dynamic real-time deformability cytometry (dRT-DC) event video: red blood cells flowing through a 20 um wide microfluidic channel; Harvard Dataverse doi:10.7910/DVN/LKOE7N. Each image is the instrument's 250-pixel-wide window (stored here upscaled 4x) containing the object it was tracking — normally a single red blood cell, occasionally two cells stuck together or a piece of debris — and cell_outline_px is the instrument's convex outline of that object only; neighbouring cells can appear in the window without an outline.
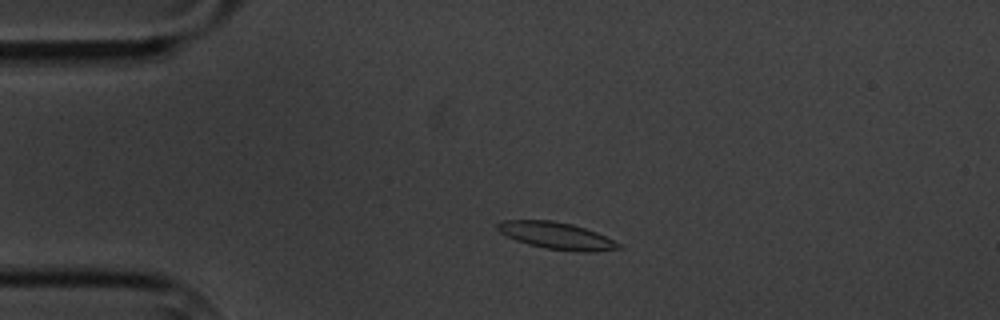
{"species": "common noctule bat (a hibernating species)", "species_latin": "Nyctalus noctula", "temperature_condition": "cold", "stored_images_in_passage": 3, "camera_frame_rate_fps": 3000, "um_per_image_px": 0.085, "animal": {"sex": "male", "body_mass_g": 20.1, "forearm_length_mm": 53.5}, "frame": {"image": 1, "passage_image": 2, "time_ms": 2.0, "image_size_px": [1000, 320], "cell_outline_px": [[624, 248], [596, 252], [576, 252], [544, 248], [528, 244], [516, 240], [500, 232], [496, 228], [496, 224], [500, 220], [552, 220], [572, 224], [596, 232], [620, 244]], "centroid_in_image_um": [47.3, 20.04], "position_along_channel_um": 37.7, "area_um2": 19.07}}